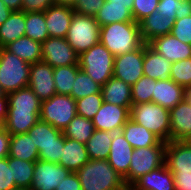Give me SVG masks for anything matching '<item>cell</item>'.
Wrapping results in <instances>:
<instances>
[{"mask_svg": "<svg viewBox=\"0 0 191 190\" xmlns=\"http://www.w3.org/2000/svg\"><path fill=\"white\" fill-rule=\"evenodd\" d=\"M114 56L139 49L143 44L139 23L115 22L100 28V40Z\"/></svg>", "mask_w": 191, "mask_h": 190, "instance_id": "obj_1", "label": "cell"}, {"mask_svg": "<svg viewBox=\"0 0 191 190\" xmlns=\"http://www.w3.org/2000/svg\"><path fill=\"white\" fill-rule=\"evenodd\" d=\"M82 190H128L107 160L89 159L77 172Z\"/></svg>", "mask_w": 191, "mask_h": 190, "instance_id": "obj_2", "label": "cell"}, {"mask_svg": "<svg viewBox=\"0 0 191 190\" xmlns=\"http://www.w3.org/2000/svg\"><path fill=\"white\" fill-rule=\"evenodd\" d=\"M115 56L99 41L78 57V64L93 81L103 86L113 76Z\"/></svg>", "mask_w": 191, "mask_h": 190, "instance_id": "obj_3", "label": "cell"}, {"mask_svg": "<svg viewBox=\"0 0 191 190\" xmlns=\"http://www.w3.org/2000/svg\"><path fill=\"white\" fill-rule=\"evenodd\" d=\"M130 119L153 132L162 141L169 142L170 114L168 109L153 102L132 105Z\"/></svg>", "mask_w": 191, "mask_h": 190, "instance_id": "obj_4", "label": "cell"}, {"mask_svg": "<svg viewBox=\"0 0 191 190\" xmlns=\"http://www.w3.org/2000/svg\"><path fill=\"white\" fill-rule=\"evenodd\" d=\"M31 64L0 48V85L6 94L28 87Z\"/></svg>", "mask_w": 191, "mask_h": 190, "instance_id": "obj_5", "label": "cell"}, {"mask_svg": "<svg viewBox=\"0 0 191 190\" xmlns=\"http://www.w3.org/2000/svg\"><path fill=\"white\" fill-rule=\"evenodd\" d=\"M101 26L95 16L81 15L74 12L66 40L73 50L80 55L100 40Z\"/></svg>", "mask_w": 191, "mask_h": 190, "instance_id": "obj_6", "label": "cell"}, {"mask_svg": "<svg viewBox=\"0 0 191 190\" xmlns=\"http://www.w3.org/2000/svg\"><path fill=\"white\" fill-rule=\"evenodd\" d=\"M76 115V100L70 95L55 94L50 99L41 101L40 120L61 131Z\"/></svg>", "mask_w": 191, "mask_h": 190, "instance_id": "obj_7", "label": "cell"}, {"mask_svg": "<svg viewBox=\"0 0 191 190\" xmlns=\"http://www.w3.org/2000/svg\"><path fill=\"white\" fill-rule=\"evenodd\" d=\"M166 145V142L161 141L157 146L133 150L128 171V187L140 176L164 165Z\"/></svg>", "mask_w": 191, "mask_h": 190, "instance_id": "obj_8", "label": "cell"}, {"mask_svg": "<svg viewBox=\"0 0 191 190\" xmlns=\"http://www.w3.org/2000/svg\"><path fill=\"white\" fill-rule=\"evenodd\" d=\"M42 61L52 68L79 65V55L68 44L66 38L49 37L42 44Z\"/></svg>", "mask_w": 191, "mask_h": 190, "instance_id": "obj_9", "label": "cell"}, {"mask_svg": "<svg viewBox=\"0 0 191 190\" xmlns=\"http://www.w3.org/2000/svg\"><path fill=\"white\" fill-rule=\"evenodd\" d=\"M144 44L137 50L115 56L113 76L134 85L144 75Z\"/></svg>", "mask_w": 191, "mask_h": 190, "instance_id": "obj_10", "label": "cell"}, {"mask_svg": "<svg viewBox=\"0 0 191 190\" xmlns=\"http://www.w3.org/2000/svg\"><path fill=\"white\" fill-rule=\"evenodd\" d=\"M70 171L59 163L43 161L35 162L34 178L30 190H55Z\"/></svg>", "mask_w": 191, "mask_h": 190, "instance_id": "obj_11", "label": "cell"}, {"mask_svg": "<svg viewBox=\"0 0 191 190\" xmlns=\"http://www.w3.org/2000/svg\"><path fill=\"white\" fill-rule=\"evenodd\" d=\"M130 119V109L119 105L103 102L92 122L96 130L121 132Z\"/></svg>", "mask_w": 191, "mask_h": 190, "instance_id": "obj_12", "label": "cell"}, {"mask_svg": "<svg viewBox=\"0 0 191 190\" xmlns=\"http://www.w3.org/2000/svg\"><path fill=\"white\" fill-rule=\"evenodd\" d=\"M53 69L44 61L31 64L28 87L41 101L48 100L56 94Z\"/></svg>", "mask_w": 191, "mask_h": 190, "instance_id": "obj_13", "label": "cell"}, {"mask_svg": "<svg viewBox=\"0 0 191 190\" xmlns=\"http://www.w3.org/2000/svg\"><path fill=\"white\" fill-rule=\"evenodd\" d=\"M134 148L125 139L122 132H116L111 142L110 153L107 161L111 167L123 178L128 187V171Z\"/></svg>", "mask_w": 191, "mask_h": 190, "instance_id": "obj_14", "label": "cell"}, {"mask_svg": "<svg viewBox=\"0 0 191 190\" xmlns=\"http://www.w3.org/2000/svg\"><path fill=\"white\" fill-rule=\"evenodd\" d=\"M148 45L171 63L191 58V44L179 41L172 34L157 37Z\"/></svg>", "mask_w": 191, "mask_h": 190, "instance_id": "obj_15", "label": "cell"}, {"mask_svg": "<svg viewBox=\"0 0 191 190\" xmlns=\"http://www.w3.org/2000/svg\"><path fill=\"white\" fill-rule=\"evenodd\" d=\"M73 14L69 6L54 4L47 8L44 16L49 37L66 38Z\"/></svg>", "mask_w": 191, "mask_h": 190, "instance_id": "obj_16", "label": "cell"}, {"mask_svg": "<svg viewBox=\"0 0 191 190\" xmlns=\"http://www.w3.org/2000/svg\"><path fill=\"white\" fill-rule=\"evenodd\" d=\"M164 164L172 173H191V145L183 140L167 142Z\"/></svg>", "mask_w": 191, "mask_h": 190, "instance_id": "obj_17", "label": "cell"}, {"mask_svg": "<svg viewBox=\"0 0 191 190\" xmlns=\"http://www.w3.org/2000/svg\"><path fill=\"white\" fill-rule=\"evenodd\" d=\"M128 190H175L172 172L164 164L136 179Z\"/></svg>", "mask_w": 191, "mask_h": 190, "instance_id": "obj_18", "label": "cell"}, {"mask_svg": "<svg viewBox=\"0 0 191 190\" xmlns=\"http://www.w3.org/2000/svg\"><path fill=\"white\" fill-rule=\"evenodd\" d=\"M186 97V89L170 78L157 80L154 85L152 102L168 110L177 106Z\"/></svg>", "mask_w": 191, "mask_h": 190, "instance_id": "obj_19", "label": "cell"}, {"mask_svg": "<svg viewBox=\"0 0 191 190\" xmlns=\"http://www.w3.org/2000/svg\"><path fill=\"white\" fill-rule=\"evenodd\" d=\"M170 132L169 141L183 140L191 133V104L184 99L169 110Z\"/></svg>", "mask_w": 191, "mask_h": 190, "instance_id": "obj_20", "label": "cell"}, {"mask_svg": "<svg viewBox=\"0 0 191 190\" xmlns=\"http://www.w3.org/2000/svg\"><path fill=\"white\" fill-rule=\"evenodd\" d=\"M175 19H170L157 10L139 22L141 38L145 44L153 39L171 34Z\"/></svg>", "mask_w": 191, "mask_h": 190, "instance_id": "obj_21", "label": "cell"}, {"mask_svg": "<svg viewBox=\"0 0 191 190\" xmlns=\"http://www.w3.org/2000/svg\"><path fill=\"white\" fill-rule=\"evenodd\" d=\"M103 102L119 105L122 107H132V87L121 79L114 76L101 86Z\"/></svg>", "mask_w": 191, "mask_h": 190, "instance_id": "obj_22", "label": "cell"}, {"mask_svg": "<svg viewBox=\"0 0 191 190\" xmlns=\"http://www.w3.org/2000/svg\"><path fill=\"white\" fill-rule=\"evenodd\" d=\"M88 161L86 144L64 137V148L59 164L70 172H77Z\"/></svg>", "mask_w": 191, "mask_h": 190, "instance_id": "obj_23", "label": "cell"}, {"mask_svg": "<svg viewBox=\"0 0 191 190\" xmlns=\"http://www.w3.org/2000/svg\"><path fill=\"white\" fill-rule=\"evenodd\" d=\"M171 62L144 43V76L155 80L167 79L171 73Z\"/></svg>", "mask_w": 191, "mask_h": 190, "instance_id": "obj_24", "label": "cell"}, {"mask_svg": "<svg viewBox=\"0 0 191 190\" xmlns=\"http://www.w3.org/2000/svg\"><path fill=\"white\" fill-rule=\"evenodd\" d=\"M125 139L134 148L157 146L162 140L144 126L129 119L121 129Z\"/></svg>", "mask_w": 191, "mask_h": 190, "instance_id": "obj_25", "label": "cell"}, {"mask_svg": "<svg viewBox=\"0 0 191 190\" xmlns=\"http://www.w3.org/2000/svg\"><path fill=\"white\" fill-rule=\"evenodd\" d=\"M7 112H41V100L29 87L19 89L7 94Z\"/></svg>", "mask_w": 191, "mask_h": 190, "instance_id": "obj_26", "label": "cell"}, {"mask_svg": "<svg viewBox=\"0 0 191 190\" xmlns=\"http://www.w3.org/2000/svg\"><path fill=\"white\" fill-rule=\"evenodd\" d=\"M8 157L28 162L39 159V151L28 133L11 135Z\"/></svg>", "mask_w": 191, "mask_h": 190, "instance_id": "obj_27", "label": "cell"}, {"mask_svg": "<svg viewBox=\"0 0 191 190\" xmlns=\"http://www.w3.org/2000/svg\"><path fill=\"white\" fill-rule=\"evenodd\" d=\"M25 36V12L12 11L8 19L0 25V48Z\"/></svg>", "mask_w": 191, "mask_h": 190, "instance_id": "obj_28", "label": "cell"}, {"mask_svg": "<svg viewBox=\"0 0 191 190\" xmlns=\"http://www.w3.org/2000/svg\"><path fill=\"white\" fill-rule=\"evenodd\" d=\"M4 48L30 64L42 61L41 43L29 37H21L9 43Z\"/></svg>", "mask_w": 191, "mask_h": 190, "instance_id": "obj_29", "label": "cell"}, {"mask_svg": "<svg viewBox=\"0 0 191 190\" xmlns=\"http://www.w3.org/2000/svg\"><path fill=\"white\" fill-rule=\"evenodd\" d=\"M28 134L40 152L46 146L60 145V136L63 133L51 124L39 120L30 128Z\"/></svg>", "mask_w": 191, "mask_h": 190, "instance_id": "obj_30", "label": "cell"}, {"mask_svg": "<svg viewBox=\"0 0 191 190\" xmlns=\"http://www.w3.org/2000/svg\"><path fill=\"white\" fill-rule=\"evenodd\" d=\"M115 133L95 129L93 135L86 143L89 159L107 160Z\"/></svg>", "mask_w": 191, "mask_h": 190, "instance_id": "obj_31", "label": "cell"}, {"mask_svg": "<svg viewBox=\"0 0 191 190\" xmlns=\"http://www.w3.org/2000/svg\"><path fill=\"white\" fill-rule=\"evenodd\" d=\"M40 120V112H7L3 127L11 135L28 133L30 128Z\"/></svg>", "mask_w": 191, "mask_h": 190, "instance_id": "obj_32", "label": "cell"}, {"mask_svg": "<svg viewBox=\"0 0 191 190\" xmlns=\"http://www.w3.org/2000/svg\"><path fill=\"white\" fill-rule=\"evenodd\" d=\"M95 19L101 27L115 22L134 21L130 9L125 6L111 5V2L107 1L97 12Z\"/></svg>", "mask_w": 191, "mask_h": 190, "instance_id": "obj_33", "label": "cell"}, {"mask_svg": "<svg viewBox=\"0 0 191 190\" xmlns=\"http://www.w3.org/2000/svg\"><path fill=\"white\" fill-rule=\"evenodd\" d=\"M94 130L92 120L76 115L62 133L66 138L86 144Z\"/></svg>", "mask_w": 191, "mask_h": 190, "instance_id": "obj_34", "label": "cell"}, {"mask_svg": "<svg viewBox=\"0 0 191 190\" xmlns=\"http://www.w3.org/2000/svg\"><path fill=\"white\" fill-rule=\"evenodd\" d=\"M25 36L41 44L49 38L44 12L25 13Z\"/></svg>", "mask_w": 191, "mask_h": 190, "instance_id": "obj_35", "label": "cell"}, {"mask_svg": "<svg viewBox=\"0 0 191 190\" xmlns=\"http://www.w3.org/2000/svg\"><path fill=\"white\" fill-rule=\"evenodd\" d=\"M8 165L13 169L16 187L30 189L34 178L35 162L8 157Z\"/></svg>", "mask_w": 191, "mask_h": 190, "instance_id": "obj_36", "label": "cell"}, {"mask_svg": "<svg viewBox=\"0 0 191 190\" xmlns=\"http://www.w3.org/2000/svg\"><path fill=\"white\" fill-rule=\"evenodd\" d=\"M79 69V65L61 66L53 69L56 94L70 95L72 93V86Z\"/></svg>", "mask_w": 191, "mask_h": 190, "instance_id": "obj_37", "label": "cell"}, {"mask_svg": "<svg viewBox=\"0 0 191 190\" xmlns=\"http://www.w3.org/2000/svg\"><path fill=\"white\" fill-rule=\"evenodd\" d=\"M95 93H101V85L93 81L82 69H79L70 96L78 100Z\"/></svg>", "mask_w": 191, "mask_h": 190, "instance_id": "obj_38", "label": "cell"}, {"mask_svg": "<svg viewBox=\"0 0 191 190\" xmlns=\"http://www.w3.org/2000/svg\"><path fill=\"white\" fill-rule=\"evenodd\" d=\"M157 80L142 76L134 85H132V104L152 102L154 85Z\"/></svg>", "mask_w": 191, "mask_h": 190, "instance_id": "obj_39", "label": "cell"}, {"mask_svg": "<svg viewBox=\"0 0 191 190\" xmlns=\"http://www.w3.org/2000/svg\"><path fill=\"white\" fill-rule=\"evenodd\" d=\"M102 93H95L76 100L77 115L92 120L102 106Z\"/></svg>", "mask_w": 191, "mask_h": 190, "instance_id": "obj_40", "label": "cell"}, {"mask_svg": "<svg viewBox=\"0 0 191 190\" xmlns=\"http://www.w3.org/2000/svg\"><path fill=\"white\" fill-rule=\"evenodd\" d=\"M181 87L188 89L191 87V58L173 62L169 77Z\"/></svg>", "mask_w": 191, "mask_h": 190, "instance_id": "obj_41", "label": "cell"}, {"mask_svg": "<svg viewBox=\"0 0 191 190\" xmlns=\"http://www.w3.org/2000/svg\"><path fill=\"white\" fill-rule=\"evenodd\" d=\"M158 4L159 0H134L132 8L134 21L139 23L149 16L153 11H156Z\"/></svg>", "mask_w": 191, "mask_h": 190, "instance_id": "obj_42", "label": "cell"}, {"mask_svg": "<svg viewBox=\"0 0 191 190\" xmlns=\"http://www.w3.org/2000/svg\"><path fill=\"white\" fill-rule=\"evenodd\" d=\"M171 34L179 41L191 44V16L175 19Z\"/></svg>", "mask_w": 191, "mask_h": 190, "instance_id": "obj_43", "label": "cell"}, {"mask_svg": "<svg viewBox=\"0 0 191 190\" xmlns=\"http://www.w3.org/2000/svg\"><path fill=\"white\" fill-rule=\"evenodd\" d=\"M13 169L8 165V157L0 158V190L16 189Z\"/></svg>", "mask_w": 191, "mask_h": 190, "instance_id": "obj_44", "label": "cell"}, {"mask_svg": "<svg viewBox=\"0 0 191 190\" xmlns=\"http://www.w3.org/2000/svg\"><path fill=\"white\" fill-rule=\"evenodd\" d=\"M105 0H77L73 11L77 14L95 16Z\"/></svg>", "mask_w": 191, "mask_h": 190, "instance_id": "obj_45", "label": "cell"}, {"mask_svg": "<svg viewBox=\"0 0 191 190\" xmlns=\"http://www.w3.org/2000/svg\"><path fill=\"white\" fill-rule=\"evenodd\" d=\"M62 148H64V136H60V145H50L44 147L39 152V159L53 163H59L62 155Z\"/></svg>", "mask_w": 191, "mask_h": 190, "instance_id": "obj_46", "label": "cell"}, {"mask_svg": "<svg viewBox=\"0 0 191 190\" xmlns=\"http://www.w3.org/2000/svg\"><path fill=\"white\" fill-rule=\"evenodd\" d=\"M54 5L53 0H22L21 11L44 12L47 8Z\"/></svg>", "mask_w": 191, "mask_h": 190, "instance_id": "obj_47", "label": "cell"}, {"mask_svg": "<svg viewBox=\"0 0 191 190\" xmlns=\"http://www.w3.org/2000/svg\"><path fill=\"white\" fill-rule=\"evenodd\" d=\"M181 7V1L179 0H159L157 11L160 14H164L170 19H175L176 10Z\"/></svg>", "mask_w": 191, "mask_h": 190, "instance_id": "obj_48", "label": "cell"}, {"mask_svg": "<svg viewBox=\"0 0 191 190\" xmlns=\"http://www.w3.org/2000/svg\"><path fill=\"white\" fill-rule=\"evenodd\" d=\"M55 190H82L76 172H70L64 179L60 181V184Z\"/></svg>", "mask_w": 191, "mask_h": 190, "instance_id": "obj_49", "label": "cell"}, {"mask_svg": "<svg viewBox=\"0 0 191 190\" xmlns=\"http://www.w3.org/2000/svg\"><path fill=\"white\" fill-rule=\"evenodd\" d=\"M175 190H191V173L173 172Z\"/></svg>", "mask_w": 191, "mask_h": 190, "instance_id": "obj_50", "label": "cell"}, {"mask_svg": "<svg viewBox=\"0 0 191 190\" xmlns=\"http://www.w3.org/2000/svg\"><path fill=\"white\" fill-rule=\"evenodd\" d=\"M11 134L4 127L0 128V158H6L9 154Z\"/></svg>", "mask_w": 191, "mask_h": 190, "instance_id": "obj_51", "label": "cell"}, {"mask_svg": "<svg viewBox=\"0 0 191 190\" xmlns=\"http://www.w3.org/2000/svg\"><path fill=\"white\" fill-rule=\"evenodd\" d=\"M175 19H180L186 16H191V0L181 1V7L176 11Z\"/></svg>", "mask_w": 191, "mask_h": 190, "instance_id": "obj_52", "label": "cell"}, {"mask_svg": "<svg viewBox=\"0 0 191 190\" xmlns=\"http://www.w3.org/2000/svg\"><path fill=\"white\" fill-rule=\"evenodd\" d=\"M8 111V98L5 96L4 98H0V126L4 125V121L7 117Z\"/></svg>", "mask_w": 191, "mask_h": 190, "instance_id": "obj_53", "label": "cell"}, {"mask_svg": "<svg viewBox=\"0 0 191 190\" xmlns=\"http://www.w3.org/2000/svg\"><path fill=\"white\" fill-rule=\"evenodd\" d=\"M12 11L5 5L3 0H0V25L3 24Z\"/></svg>", "mask_w": 191, "mask_h": 190, "instance_id": "obj_54", "label": "cell"}, {"mask_svg": "<svg viewBox=\"0 0 191 190\" xmlns=\"http://www.w3.org/2000/svg\"><path fill=\"white\" fill-rule=\"evenodd\" d=\"M11 11H21L22 0H3Z\"/></svg>", "mask_w": 191, "mask_h": 190, "instance_id": "obj_55", "label": "cell"}, {"mask_svg": "<svg viewBox=\"0 0 191 190\" xmlns=\"http://www.w3.org/2000/svg\"><path fill=\"white\" fill-rule=\"evenodd\" d=\"M111 2V5L125 6L132 11L134 0H105Z\"/></svg>", "mask_w": 191, "mask_h": 190, "instance_id": "obj_56", "label": "cell"}, {"mask_svg": "<svg viewBox=\"0 0 191 190\" xmlns=\"http://www.w3.org/2000/svg\"><path fill=\"white\" fill-rule=\"evenodd\" d=\"M77 0H53L55 5L69 6L72 7L76 4Z\"/></svg>", "mask_w": 191, "mask_h": 190, "instance_id": "obj_57", "label": "cell"}, {"mask_svg": "<svg viewBox=\"0 0 191 190\" xmlns=\"http://www.w3.org/2000/svg\"><path fill=\"white\" fill-rule=\"evenodd\" d=\"M185 99L191 104V89H186V97Z\"/></svg>", "mask_w": 191, "mask_h": 190, "instance_id": "obj_58", "label": "cell"}, {"mask_svg": "<svg viewBox=\"0 0 191 190\" xmlns=\"http://www.w3.org/2000/svg\"><path fill=\"white\" fill-rule=\"evenodd\" d=\"M183 141L185 143H187L188 145H191V133H189L184 139Z\"/></svg>", "mask_w": 191, "mask_h": 190, "instance_id": "obj_59", "label": "cell"}, {"mask_svg": "<svg viewBox=\"0 0 191 190\" xmlns=\"http://www.w3.org/2000/svg\"><path fill=\"white\" fill-rule=\"evenodd\" d=\"M5 96H7V94L5 93V91L3 90V88L0 85V98H4Z\"/></svg>", "mask_w": 191, "mask_h": 190, "instance_id": "obj_60", "label": "cell"}, {"mask_svg": "<svg viewBox=\"0 0 191 190\" xmlns=\"http://www.w3.org/2000/svg\"><path fill=\"white\" fill-rule=\"evenodd\" d=\"M13 190H30V189H27V188H16V189H13Z\"/></svg>", "mask_w": 191, "mask_h": 190, "instance_id": "obj_61", "label": "cell"}]
</instances>
